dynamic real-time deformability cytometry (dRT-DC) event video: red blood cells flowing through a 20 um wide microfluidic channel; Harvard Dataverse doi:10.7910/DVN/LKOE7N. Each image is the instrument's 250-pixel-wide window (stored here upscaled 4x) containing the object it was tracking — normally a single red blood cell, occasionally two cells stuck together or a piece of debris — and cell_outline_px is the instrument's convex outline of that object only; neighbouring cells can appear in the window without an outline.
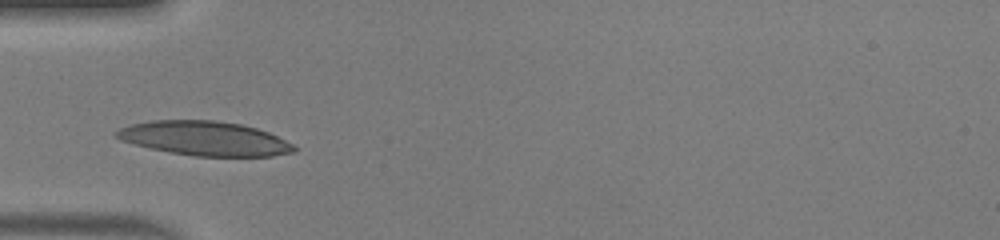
{"species": "human", "species_latin": "Homo sapiens", "temperature_condition": "warm", "stored_images_in_passage": 28, "camera_frame_rate_fps": 3000, "um_per_image_px": 0.085, "donor": {"sex": "male"}, "frame": {"image": 1, "passage_image": 1, "time_ms": 0.0, "image_size_px": [1000, 240], "cell_outline_px": [[296, 152], [272, 156], [196, 156], [172, 152], [152, 148], [120, 140], [116, 136], [116, 132], [120, 128], [132, 124], [152, 120], [216, 120], [240, 124], [256, 128], [268, 132], [292, 144], [296, 148]], "centroid_in_image_um": [17.42, 11.76], "position_along_channel_um": 67.6, "area_um2": 35.08}}
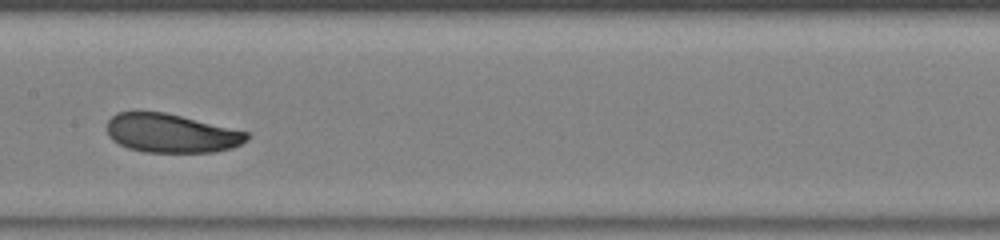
{"frame": {"image": 2, "passage_image": 10, "time_ms": 3.0, "image_size_px": [1000, 240], "cell_outline_px": [[248, 140], [232, 148], [212, 152], [144, 152], [128, 148], [112, 140], [108, 136], [108, 120], [116, 112], [164, 112], [248, 132]], "centroid_in_image_um": [14.54, 11.33], "position_along_channel_um": 192.9, "area_um2": 31.39}}
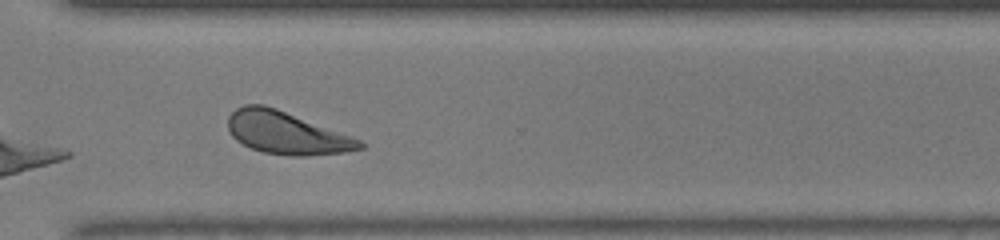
{"frame": {"image": 3, "passage_image": 21, "time_ms": 6.667, "image_size_px": [1000, 240], "cell_outline_px": [[364, 148], [348, 152], [304, 156], [292, 156], [264, 152], [252, 148], [236, 140], [232, 136], [228, 128], [228, 116], [236, 108], [244, 104], [264, 104], [276, 108], [364, 140]], "centroid_in_image_um": [24.38, 11.29], "position_along_channel_um": 346.2, "area_um2": 32.77}, "authors_computed_cell_mechanics": {"area_um2": 32.7726, "velocity_mm_per_s": 4.1882, "shape_relaxation_time_tau1_ms": 2.2408, "shape_relaxation_time_tau2_ms": 5.1918, "deformation_change_tau1": 0.1178, "deformation_change_tau2": 0.1541}}